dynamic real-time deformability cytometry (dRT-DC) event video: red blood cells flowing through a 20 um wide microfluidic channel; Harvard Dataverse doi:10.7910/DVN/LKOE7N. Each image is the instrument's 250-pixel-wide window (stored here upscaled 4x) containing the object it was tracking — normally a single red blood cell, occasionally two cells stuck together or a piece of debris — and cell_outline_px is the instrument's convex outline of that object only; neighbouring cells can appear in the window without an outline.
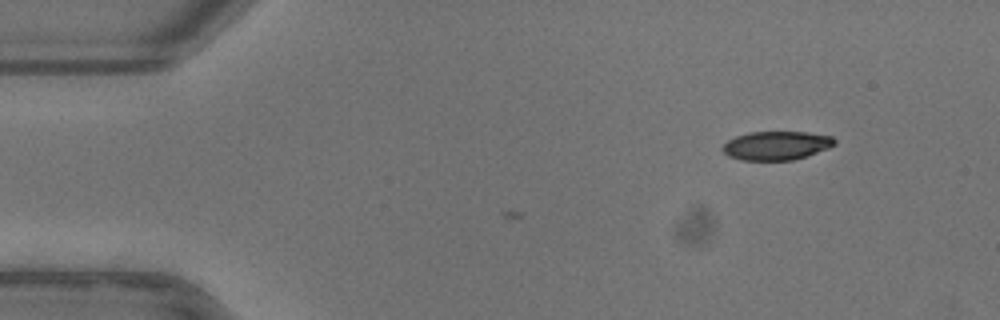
{"species": "common noctule bat (a hibernating species)", "species_latin": "Nyctalus noctula", "temperature_condition": "warm", "stored_images_in_passage": 11, "camera_frame_rate_fps": 3000, "um_per_image_px": 0.085, "animal": {"sex": "female"}, "frame": {"image": 1, "passage_image": 11, "time_ms": 3.333, "image_size_px": [1000, 320], "cell_outline_px": [[836, 144], [828, 148], [808, 156], [792, 160], [740, 160], [728, 156], [720, 148], [728, 140], [736, 136], [748, 132], [804, 132], [832, 136], [836, 140]], "centroid_in_image_um": [65.99, 12.37], "position_along_channel_um": 19.0, "area_um2": 18.84}}